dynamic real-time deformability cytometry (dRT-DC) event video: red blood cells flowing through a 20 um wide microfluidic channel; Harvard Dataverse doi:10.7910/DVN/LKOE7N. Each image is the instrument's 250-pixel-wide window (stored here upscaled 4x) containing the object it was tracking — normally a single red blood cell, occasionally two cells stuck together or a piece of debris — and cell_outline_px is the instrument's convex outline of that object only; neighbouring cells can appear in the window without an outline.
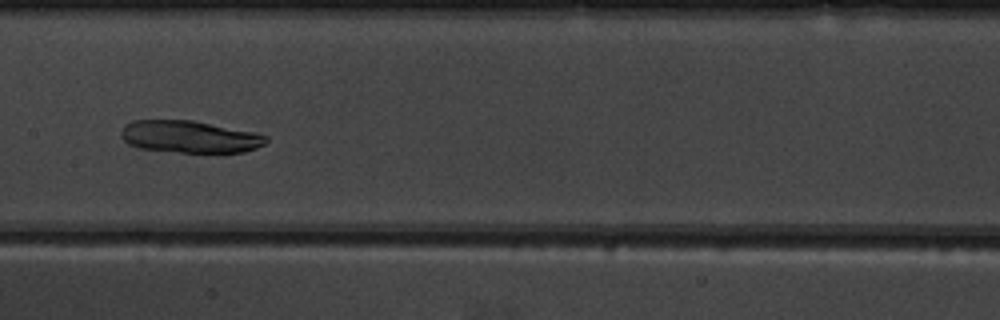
{"species": "common noctule bat (a hibernating species)", "species_latin": "Nyctalus noctula", "temperature_condition": "warm", "stored_images_in_passage": 54, "camera_frame_rate_fps": 3000, "um_per_image_px": 0.085, "animal": {"sex": "male", "body_mass_g": 19.5, "forearm_length_mm": 54.6}, "frame": {"image": 1, "passage_image": 29, "time_ms": 9.333, "image_size_px": [1000, 320], "cell_outline_px": [[268, 140], [264, 144], [256, 148], [244, 152], [180, 152], [140, 148], [128, 144], [120, 136], [120, 132], [124, 124], [132, 120], [192, 120], [256, 132], [268, 136]], "centroid_in_image_um": [16.11, 11.61], "position_along_channel_um": 191.3, "area_um2": 27.28}}
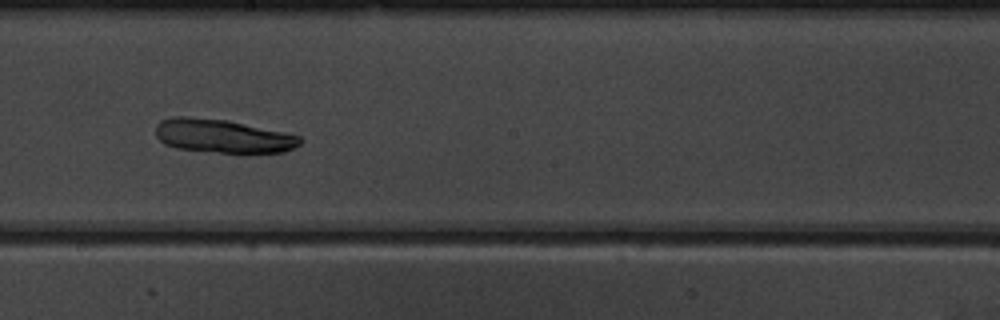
{"frame": {"image": 2, "passage_image": 32, "time_ms": 10.333, "image_size_px": [1000, 320], "cell_outline_px": [[304, 140], [300, 144], [284, 152], [220, 152], [176, 148], [164, 144], [156, 136], [156, 124], [160, 120], [172, 116], [184, 116], [228, 120], [284, 132], [300, 136]], "centroid_in_image_um": [18.9, 11.55], "position_along_channel_um": 229.3, "area_um2": 28.15}}
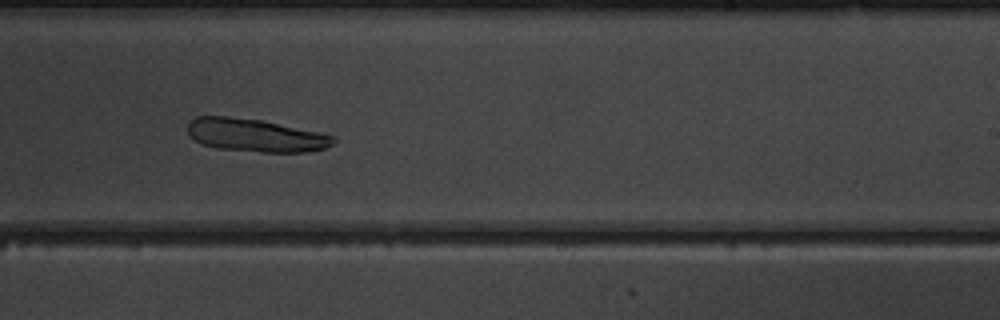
{"frame": {"image": 3, "passage_image": 35, "time_ms": 11.333, "image_size_px": [1000, 320], "cell_outline_px": [[336, 140], [332, 144], [324, 148], [308, 152], [264, 152], [216, 148], [200, 144], [188, 136], [188, 124], [196, 116], [228, 116], [260, 120], [316, 132], [332, 136]], "centroid_in_image_um": [21.63, 11.51], "position_along_channel_um": 267.4, "area_um2": 27.74}}